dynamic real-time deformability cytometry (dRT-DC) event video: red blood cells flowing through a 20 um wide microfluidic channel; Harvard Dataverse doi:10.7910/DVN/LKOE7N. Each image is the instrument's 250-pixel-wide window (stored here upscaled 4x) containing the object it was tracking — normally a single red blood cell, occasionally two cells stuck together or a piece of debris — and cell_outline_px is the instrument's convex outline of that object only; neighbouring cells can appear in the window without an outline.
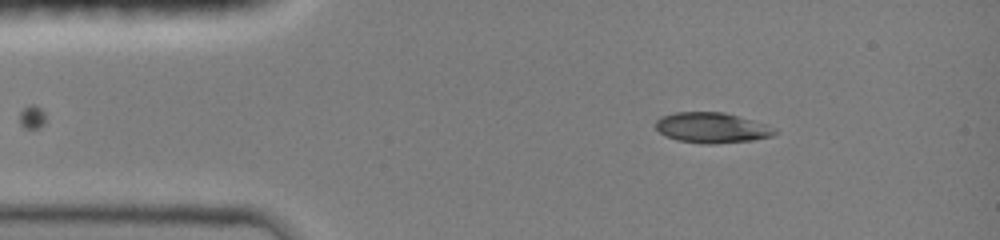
{"species": "common noctule bat (a hibernating species)", "species_latin": "Nyctalus noctula", "temperature_condition": "room temperature", "stored_images_in_passage": 39, "camera_frame_rate_fps": 3000, "um_per_image_px": 0.085, "animal": {"sex": "female", "body_mass_g": 19.0, "forearm_length_mm": 51.5}, "frame": {"image": 1, "passage_image": 5, "time_ms": 1.333, "image_size_px": [1000, 240], "cell_outline_px": [[780, 132], [772, 136], [752, 140], [716, 144], [704, 144], [676, 140], [664, 136], [656, 128], [656, 120], [660, 116], [676, 112], [724, 112], [768, 124], [776, 128]], "centroid_in_image_um": [60.53, 10.86], "position_along_channel_um": 24.5, "area_um2": 21.44}}
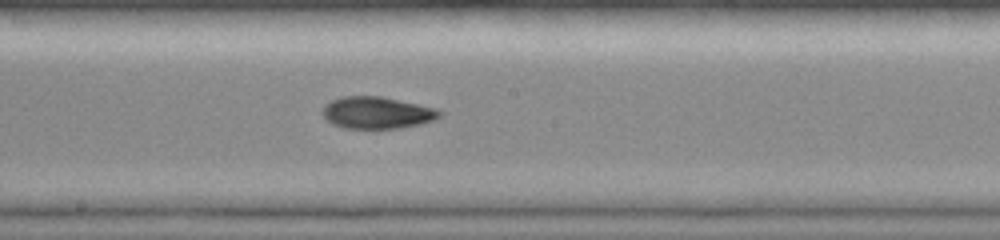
{"frame": {"image": 2, "passage_image": 23, "time_ms": 7.333, "image_size_px": [1000, 240], "cell_outline_px": [[440, 116], [432, 120], [420, 124], [400, 128], [344, 128], [332, 124], [320, 112], [324, 104], [332, 100], [344, 96], [380, 96], [436, 108], [440, 112]], "centroid_in_image_um": [31.99, 9.58], "position_along_channel_um": 216.2, "area_um2": 21.62}}
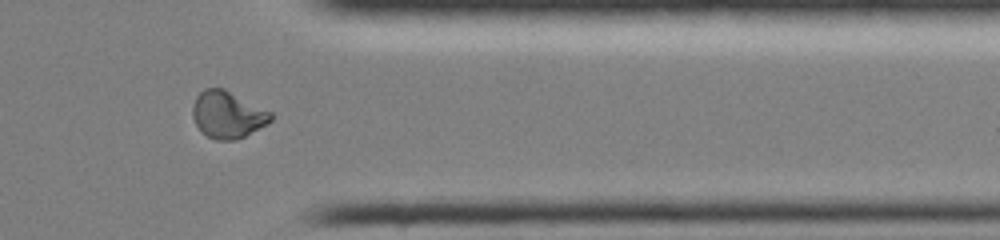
{"frame": {"image": 3, "passage_image": 36, "time_ms": 11.667, "image_size_px": [1000, 240], "cell_outline_px": [[272, 120], [268, 124], [236, 140], [216, 140], [208, 136], [196, 124], [192, 116], [192, 104], [196, 96], [204, 88], [224, 88], [272, 112]], "centroid_in_image_um": [19.35, 9.73], "position_along_channel_um": 392.1, "area_um2": 21.39}, "authors_computed_cell_mechanics": {"area_um2": 21.2704, "velocity_mm_per_s": 4.0883, "shape_relaxation_time_tau1_ms": null, "shape_relaxation_time_tau2_ms": 3.1225, "deformation_change_tau1": null, "deformation_change_tau2": 0.0619}}